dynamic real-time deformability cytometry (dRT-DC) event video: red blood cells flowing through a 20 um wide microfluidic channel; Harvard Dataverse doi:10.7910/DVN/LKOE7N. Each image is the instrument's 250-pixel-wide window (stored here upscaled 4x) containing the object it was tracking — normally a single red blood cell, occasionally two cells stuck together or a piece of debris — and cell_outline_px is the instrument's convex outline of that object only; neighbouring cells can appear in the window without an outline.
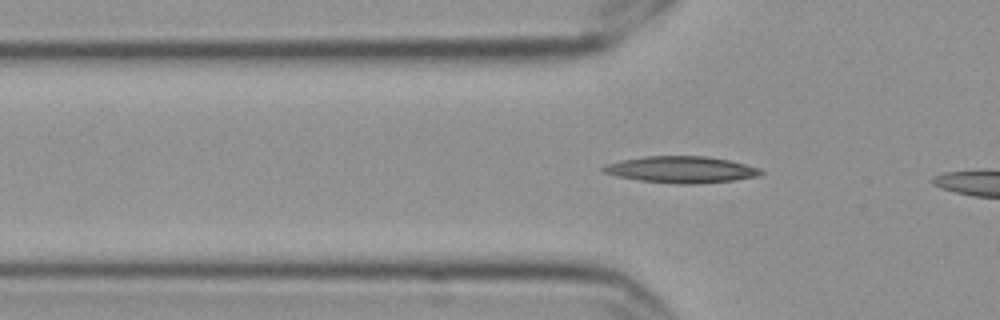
{"species": "Egyptian fruit bat (a non-hibernating species)", "species_latin": "Rousettus aegyptiacus", "temperature_condition": "cold", "stored_images_in_passage": 4, "segment_of_instrument_passage": [2, 2], "camera_frame_rate_fps": 3000, "um_per_image_px": 0.085, "frame": {"image": 1, "passage_image": 4, "time_ms": 1.0, "image_size_px": [1000, 320], "cell_outline_px": [[764, 172], [760, 176], [736, 180], [696, 184], [680, 184], [640, 180], [620, 176], [604, 172], [600, 168], [604, 164], [620, 160], [644, 156], [704, 156], [728, 160], [760, 168]], "centroid_in_image_um": [57.92, 14.41], "position_along_channel_um": 67.9, "area_um2": 24.33}}